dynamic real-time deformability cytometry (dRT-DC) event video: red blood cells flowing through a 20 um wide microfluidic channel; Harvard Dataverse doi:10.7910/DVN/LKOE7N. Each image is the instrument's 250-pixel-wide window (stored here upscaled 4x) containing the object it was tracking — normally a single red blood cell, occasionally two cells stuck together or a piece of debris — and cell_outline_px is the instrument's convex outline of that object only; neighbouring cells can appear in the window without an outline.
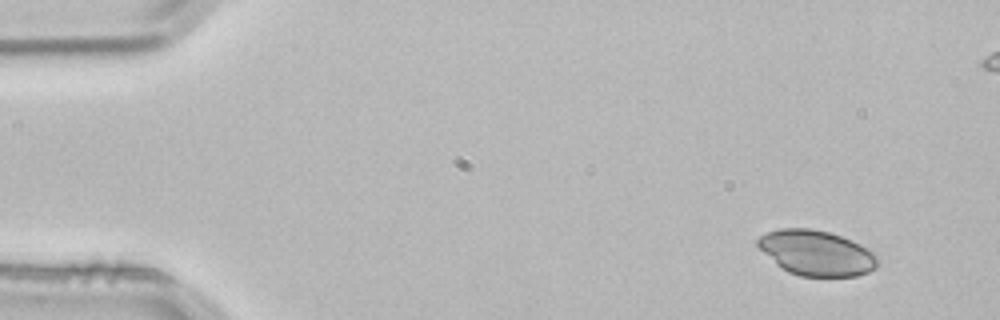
{"species": "common noctule bat (a hibernating species)", "species_latin": "Nyctalus noctula", "temperature_condition": "room temperature", "stored_images_in_passage": 4, "camera_frame_rate_fps": 3000, "um_per_image_px": 0.085, "animal": {"sex": "male", "body_mass_g": 21.5, "forearm_length_mm": 52.0}, "frame": {"image": 1, "passage_image": 1, "time_ms": 0.0, "image_size_px": [1000, 320], "cell_outline_px": [[880, 260], [876, 268], [868, 272], [856, 276], [800, 276], [788, 272], [780, 268], [756, 244], [756, 240], [760, 236], [768, 232], [780, 228], [808, 228], [828, 232], [840, 236], [860, 244], [876, 252]], "centroid_in_image_um": [69.43, 21.51], "position_along_channel_um": 15.6, "area_um2": 31.67}}